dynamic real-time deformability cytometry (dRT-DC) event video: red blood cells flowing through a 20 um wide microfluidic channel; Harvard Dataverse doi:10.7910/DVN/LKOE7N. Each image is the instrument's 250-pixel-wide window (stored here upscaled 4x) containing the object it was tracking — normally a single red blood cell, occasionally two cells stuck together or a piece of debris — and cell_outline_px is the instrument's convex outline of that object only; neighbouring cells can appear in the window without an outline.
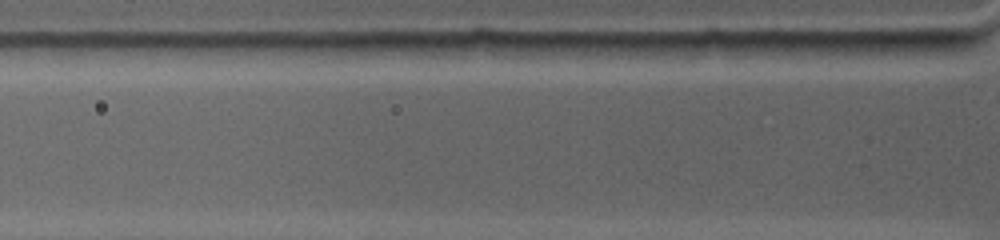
{"species": "common noctule bat (a hibernating species)", "species_latin": "Nyctalus noctula", "temperature_condition": "warm", "stored_images_in_passage": 3, "segment_of_instrument_passage": [2, 2], "camera_frame_rate_fps": 4500, "um_per_image_px": 0.085, "animal": {"sex": "female", "body_mass_g": 19.0, "forearm_length_mm": 53.3}, "frame": {"image": 1, "passage_image": 3, "time_ms": 0.444, "image_size_px": [1000, 240], "cell_outline_px": [[792, 40], [780, 52], [768, 56], [700, 56], [692, 44], [704, 40]], "centroid_in_image_um": [62.89, 4.05], "position_along_channel_um": 62.9, "area_um2": 10.0}}